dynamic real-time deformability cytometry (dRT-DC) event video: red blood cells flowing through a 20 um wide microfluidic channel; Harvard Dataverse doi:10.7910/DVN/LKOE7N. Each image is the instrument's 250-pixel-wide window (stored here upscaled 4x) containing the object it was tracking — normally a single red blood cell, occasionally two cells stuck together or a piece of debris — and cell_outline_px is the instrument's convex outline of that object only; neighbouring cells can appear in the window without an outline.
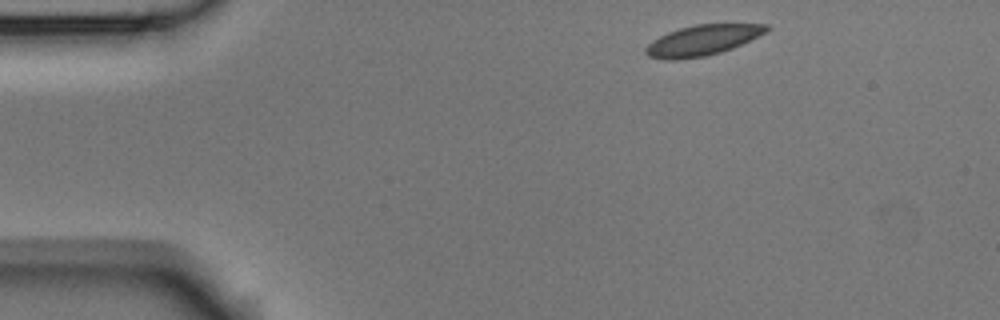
{"species": "Egyptian fruit bat (a non-hibernating species)", "species_latin": "Rousettus aegyptiacus", "temperature_condition": "room temperature", "stored_images_in_passage": 3, "camera_frame_rate_fps": 3000, "um_per_image_px": 0.085, "animal": {"sex": "male"}, "frame": {"image": 1, "passage_image": 1, "time_ms": 0.0, "image_size_px": [1000, 320], "cell_outline_px": [[772, 28], [732, 48], [720, 52], [704, 56], [676, 60], [664, 60], [648, 56], [644, 52], [644, 48], [652, 40], [668, 32], [680, 28], [696, 24], [768, 24]], "centroid_in_image_um": [59.65, 3.42], "position_along_channel_um": 25.4, "area_um2": 21.21}}